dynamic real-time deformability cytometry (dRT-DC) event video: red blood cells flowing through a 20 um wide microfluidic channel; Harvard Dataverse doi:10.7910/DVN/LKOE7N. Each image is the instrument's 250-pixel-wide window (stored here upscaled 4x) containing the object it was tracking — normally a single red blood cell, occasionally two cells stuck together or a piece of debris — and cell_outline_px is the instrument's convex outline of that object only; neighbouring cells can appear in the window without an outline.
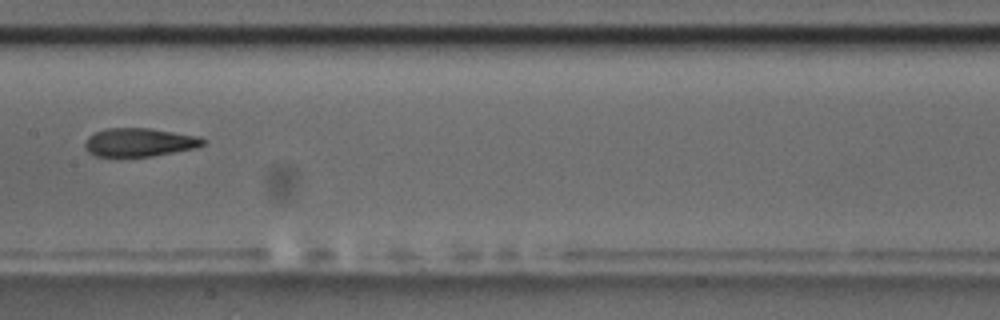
{"species": "common noctule bat (a hibernating species)", "species_latin": "Nyctalus noctula", "temperature_condition": "room temperature", "stored_images_in_passage": 7, "camera_frame_rate_fps": 3000, "um_per_image_px": 0.085, "animal": {"sex": "male", "body_mass_g": 17.5, "forearm_length_mm": 52.3}, "frame": {"image": 1, "passage_image": 7, "time_ms": 6.667, "image_size_px": [1000, 320], "cell_outline_px": [[208, 140], [204, 144], [196, 148], [152, 156], [96, 156], [88, 152], [84, 148], [84, 144], [88, 136], [96, 132], [108, 128], [148, 128], [200, 136]], "centroid_in_image_um": [11.87, 12.09], "position_along_channel_um": 195.5, "area_um2": 19.59}}